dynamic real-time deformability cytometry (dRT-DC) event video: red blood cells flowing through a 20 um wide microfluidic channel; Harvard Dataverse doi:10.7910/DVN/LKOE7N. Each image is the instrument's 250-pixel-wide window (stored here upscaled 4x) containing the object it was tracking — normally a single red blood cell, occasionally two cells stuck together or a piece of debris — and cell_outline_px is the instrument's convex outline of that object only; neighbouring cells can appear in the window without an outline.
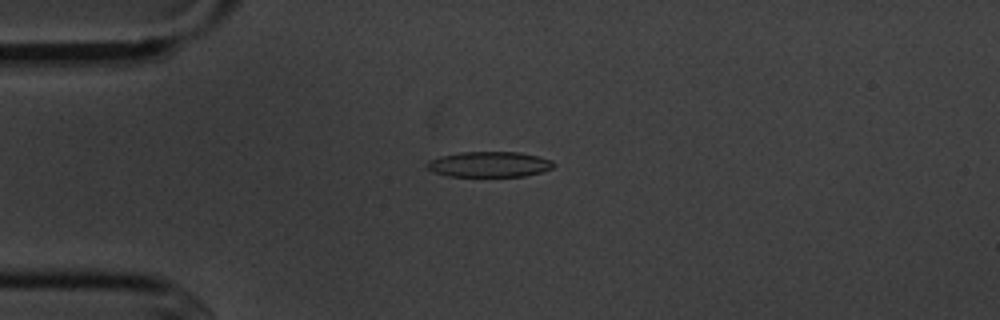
{"species": "common noctule bat (a hibernating species)", "species_latin": "Nyctalus noctula", "temperature_condition": "cold", "stored_images_in_passage": 5, "camera_frame_rate_fps": 3000, "um_per_image_px": 0.085, "animal": {"sex": "male", "body_mass_g": 20.1, "forearm_length_mm": 53.5}, "frame": {"image": 1, "passage_image": 3, "time_ms": 2.667, "image_size_px": [1000, 320], "cell_outline_px": [[556, 164], [552, 168], [540, 172], [524, 176], [448, 176], [432, 172], [424, 164], [428, 160], [440, 156], [460, 152], [520, 152], [552, 160]], "centroid_in_image_um": [41.55, 13.96], "position_along_channel_um": 43.5, "area_um2": 18.84}}
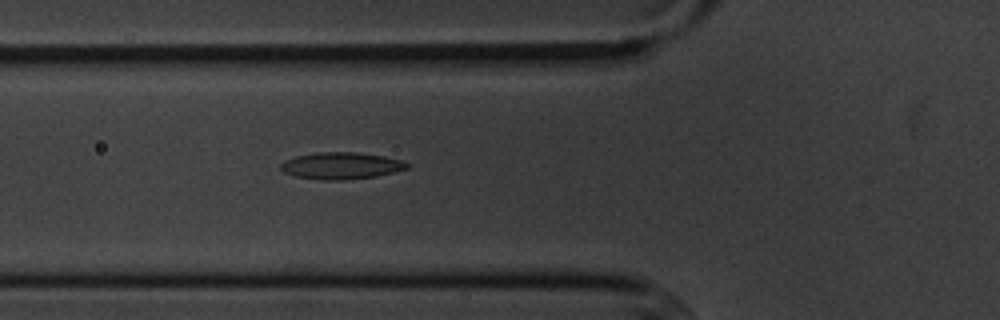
{"frame": {"image": 2, "passage_image": 5, "time_ms": 4.667, "image_size_px": [1000, 320], "cell_outline_px": [[408, 168], [376, 176], [344, 180], [320, 180], [296, 176], [284, 172], [280, 168], [280, 164], [284, 160], [296, 156], [316, 152], [356, 152], [384, 156], [404, 160], [408, 164]], "centroid_in_image_um": [28.98, 14.08], "position_along_channel_um": 96.8, "area_um2": 19.77}}